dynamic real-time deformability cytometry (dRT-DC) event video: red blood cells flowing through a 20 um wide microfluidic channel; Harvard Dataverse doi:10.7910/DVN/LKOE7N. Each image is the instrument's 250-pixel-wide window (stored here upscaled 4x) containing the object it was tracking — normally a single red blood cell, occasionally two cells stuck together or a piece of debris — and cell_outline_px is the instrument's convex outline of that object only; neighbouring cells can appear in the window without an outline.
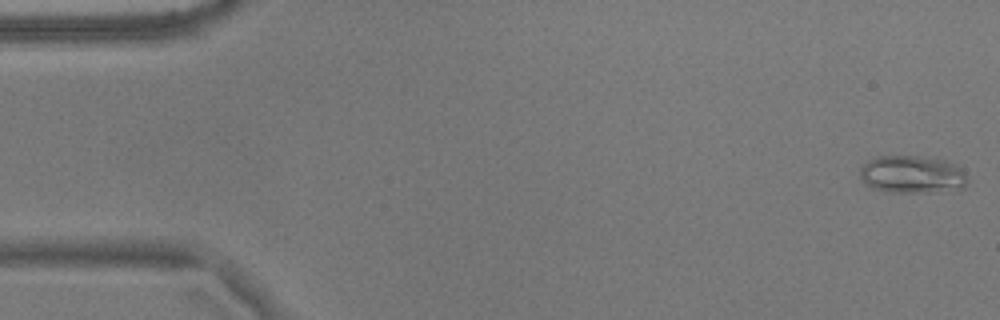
{"species": "common noctule bat (a hibernating species)", "species_latin": "Nyctalus noctula", "temperature_condition": "warm", "stored_images_in_passage": 55, "camera_frame_rate_fps": 3000, "um_per_image_px": 0.085, "animal": {"sex": "male", "body_mass_g": 17.9}, "frame": {"image": 1, "passage_image": 1, "time_ms": 0.0, "image_size_px": [1000, 320], "cell_outline_px": [[968, 180], [964, 188], [928, 192], [892, 192], [872, 188], [864, 184], [860, 176], [860, 168], [872, 156], [916, 156], [944, 160], [956, 164], [964, 172]], "centroid_in_image_um": [77.51, 14.82], "position_along_channel_um": 7.5, "area_um2": 23.64}}
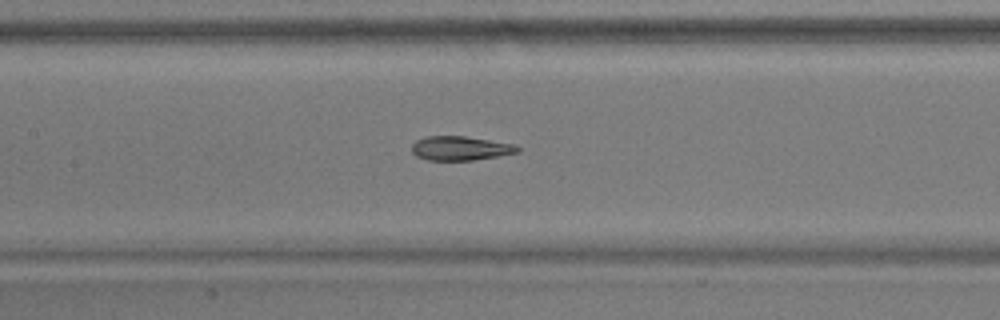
{"frame": {"image": 2, "passage_image": 25, "time_ms": 8.0, "image_size_px": [1000, 320], "cell_outline_px": [[520, 152], [472, 160], [428, 160], [416, 156], [412, 152], [412, 144], [416, 140], [424, 136], [464, 136], [512, 144], [520, 148]], "centroid_in_image_um": [39.08, 12.6], "position_along_channel_um": 168.3, "area_um2": 14.74}}
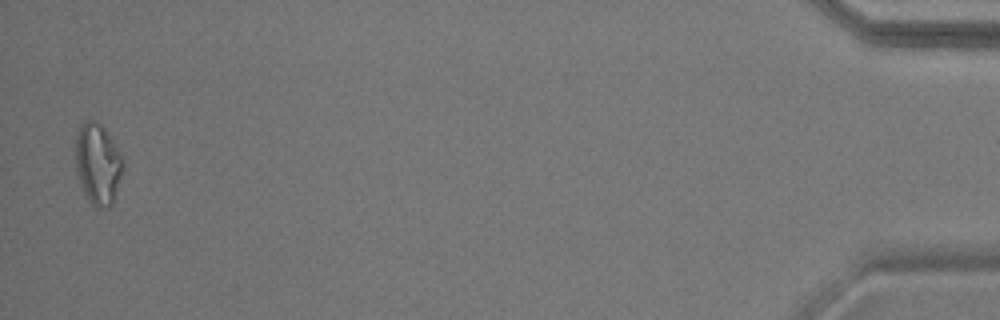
{"frame": {"image": 3, "passage_image": 54, "time_ms": 17.667, "image_size_px": [1000, 320], "cell_outline_px": [[124, 160], [112, 204], [108, 208], [96, 208], [92, 204], [84, 192], [76, 172], [76, 136], [80, 124], [84, 120], [92, 116], [100, 124], [112, 140], [120, 152]], "centroid_in_image_um": [8.29, 13.88], "position_along_channel_um": 426.9, "area_um2": 22.25}}